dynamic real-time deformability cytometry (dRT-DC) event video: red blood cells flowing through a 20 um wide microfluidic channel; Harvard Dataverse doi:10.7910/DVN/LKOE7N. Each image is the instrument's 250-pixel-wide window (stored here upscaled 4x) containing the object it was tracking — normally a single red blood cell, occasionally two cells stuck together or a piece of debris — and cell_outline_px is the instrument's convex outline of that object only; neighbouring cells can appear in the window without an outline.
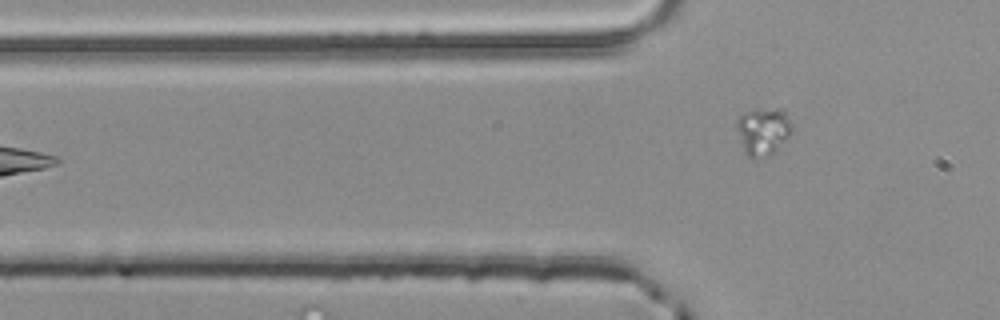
{"species": "common noctule bat (a hibernating species)", "species_latin": "Nyctalus noctula", "temperature_condition": "room temperature", "stored_images_in_passage": 2, "segment_of_instrument_passage": [2, 2], "camera_frame_rate_fps": 3000, "um_per_image_px": 0.085, "animal": {"sex": "male", "body_mass_g": 20.4}, "frame": {"image": 1, "passage_image": 2, "time_ms": 0.333, "image_size_px": [1000, 320], "cell_outline_px": [[792, 128], [788, 136], [776, 152], [768, 156], [752, 160], [744, 152], [736, 128], [736, 120], [744, 112], [756, 108], [784, 108], [792, 124]], "centroid_in_image_um": [64.86, 11.14], "position_along_channel_um": 60.9, "area_um2": 15.78}}